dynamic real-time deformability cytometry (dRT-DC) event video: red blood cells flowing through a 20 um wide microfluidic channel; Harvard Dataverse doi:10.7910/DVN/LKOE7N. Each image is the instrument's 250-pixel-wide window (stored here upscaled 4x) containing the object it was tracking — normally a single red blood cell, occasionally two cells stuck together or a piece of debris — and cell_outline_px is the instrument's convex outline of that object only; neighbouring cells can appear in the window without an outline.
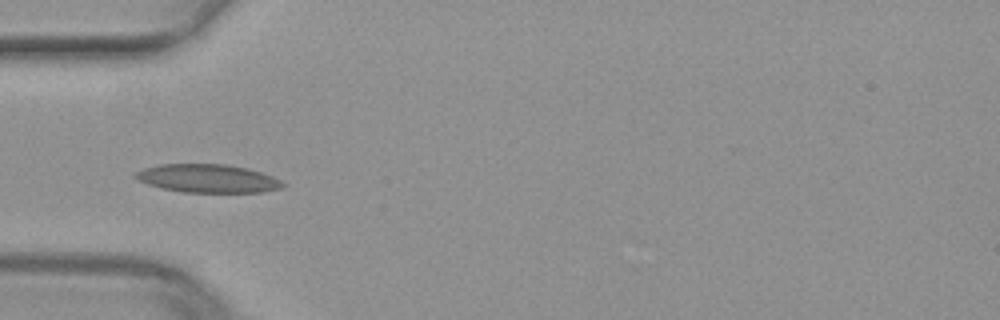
{"species": "common noctule bat (a hibernating species)", "species_latin": "Nyctalus noctula", "temperature_condition": "warm", "stored_images_in_passage": 35, "camera_frame_rate_fps": 3000, "um_per_image_px": 0.085, "animal": {"sex": "female", "body_mass_g": 29.2, "forearm_length_mm": 56.3}, "frame": {"image": 1, "passage_image": 1, "time_ms": 0.0, "image_size_px": [1000, 320], "cell_outline_px": [[288, 184], [284, 188], [264, 192], [184, 192], [160, 188], [136, 180], [132, 176], [136, 172], [144, 168], [160, 164], [228, 164], [248, 168], [272, 176]], "centroid_in_image_um": [17.68, 15.17], "position_along_channel_um": 67.3, "area_um2": 24.57}}
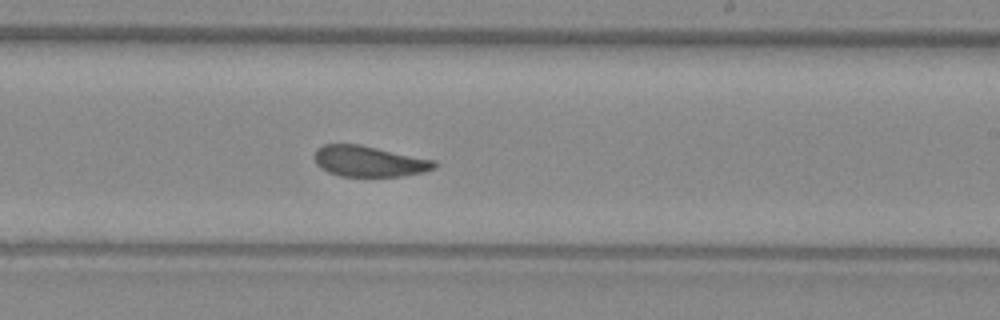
{"frame": {"image": 2, "passage_image": 15, "time_ms": 4.667, "image_size_px": [1000, 320], "cell_outline_px": [[436, 168], [424, 172], [404, 176], [340, 176], [328, 172], [320, 168], [316, 164], [312, 156], [316, 148], [324, 144], [360, 144], [436, 160]], "centroid_in_image_um": [31.35, 13.7], "position_along_channel_um": 257.7, "area_um2": 21.85}}
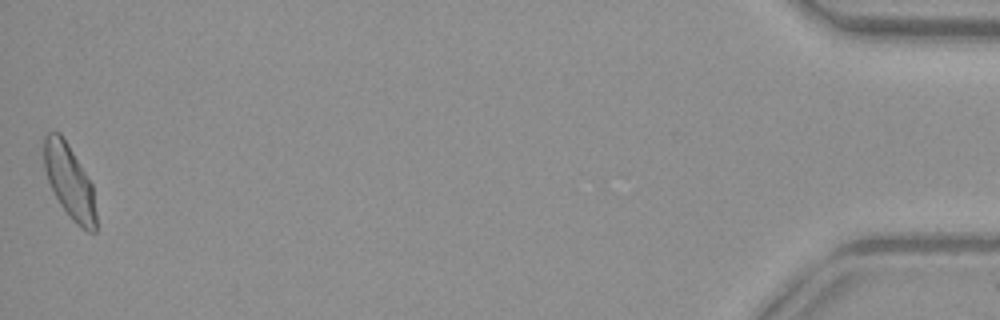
{"frame": {"image": 3, "passage_image": 35, "time_ms": 11.333, "image_size_px": [1000, 320], "cell_outline_px": [[96, 232], [88, 232], [80, 228], [72, 220], [60, 204], [52, 192], [44, 168], [44, 136], [48, 132], [60, 132], [92, 184], [96, 212]], "centroid_in_image_um": [5.9, 15.47], "position_along_channel_um": 429.3, "area_um2": 22.31}}